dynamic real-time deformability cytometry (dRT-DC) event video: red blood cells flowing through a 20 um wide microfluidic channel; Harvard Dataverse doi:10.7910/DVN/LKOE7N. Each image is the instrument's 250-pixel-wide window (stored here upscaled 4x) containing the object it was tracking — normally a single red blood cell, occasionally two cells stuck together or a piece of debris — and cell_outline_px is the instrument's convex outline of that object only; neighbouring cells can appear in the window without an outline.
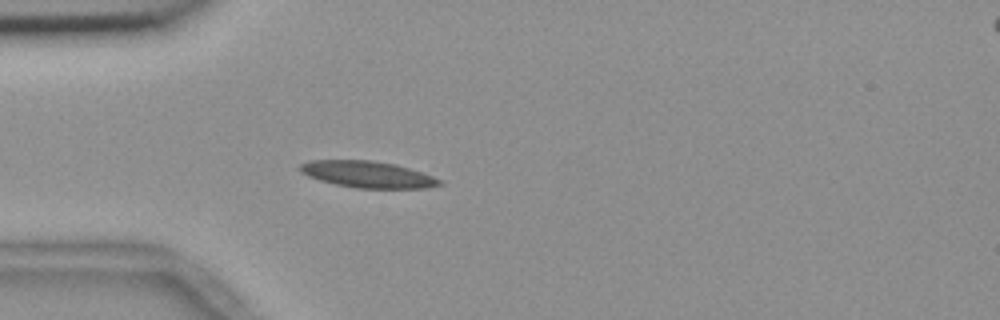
{"species": "common noctule bat (a hibernating species)", "species_latin": "Nyctalus noctula", "temperature_condition": "room temperature", "stored_images_in_passage": 4, "camera_frame_rate_fps": 3000, "um_per_image_px": 0.085, "animal": {"sex": "female", "body_mass_g": 18.4}, "frame": {"image": 1, "passage_image": 4, "time_ms": 1.0, "image_size_px": [1000, 320], "cell_outline_px": [[444, 184], [424, 188], [356, 188], [336, 184], [320, 180], [308, 176], [300, 172], [300, 164], [312, 160], [372, 160], [396, 164], [432, 176], [440, 180]], "centroid_in_image_um": [31.23, 14.82], "position_along_channel_um": 53.8, "area_um2": 21.39}}